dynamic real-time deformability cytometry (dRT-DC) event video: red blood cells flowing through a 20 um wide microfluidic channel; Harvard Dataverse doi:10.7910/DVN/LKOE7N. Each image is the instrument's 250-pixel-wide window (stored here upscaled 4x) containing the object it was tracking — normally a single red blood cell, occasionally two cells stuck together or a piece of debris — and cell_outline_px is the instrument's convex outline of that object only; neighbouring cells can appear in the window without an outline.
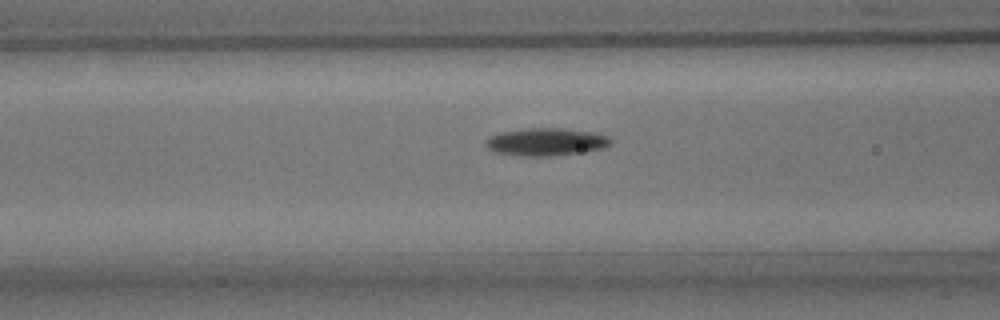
{"species": "common noctule bat (a hibernating species)", "species_latin": "Nyctalus noctula", "temperature_condition": "room temperature", "stored_images_in_passage": 30, "camera_frame_rate_fps": 3000, "um_per_image_px": 0.085, "animal": {"sex": "male", "body_mass_g": 15.6}, "frame": {"image": 1, "passage_image": 9, "time_ms": 2.667, "image_size_px": [1000, 320], "cell_outline_px": [[612, 144], [604, 148], [580, 152], [548, 156], [524, 156], [496, 152], [488, 148], [484, 144], [484, 140], [500, 132], [528, 128], [560, 128], [592, 132], [608, 136], [612, 140]], "centroid_in_image_um": [46.42, 12.05], "position_along_channel_um": 120.2, "area_um2": 20.0}}
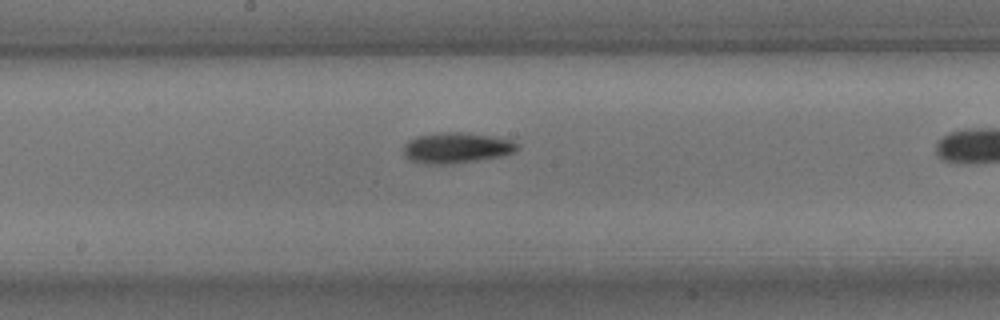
{"frame": {"image": 2, "passage_image": 16, "time_ms": 5.0, "image_size_px": [1000, 320], "cell_outline_px": [[520, 148], [512, 152], [500, 156], [452, 164], [424, 164], [408, 160], [404, 152], [404, 144], [408, 140], [416, 136], [440, 132], [468, 132], [492, 136], [512, 140], [520, 144]], "centroid_in_image_um": [38.79, 12.56], "position_along_channel_um": 209.4, "area_um2": 20.52}}
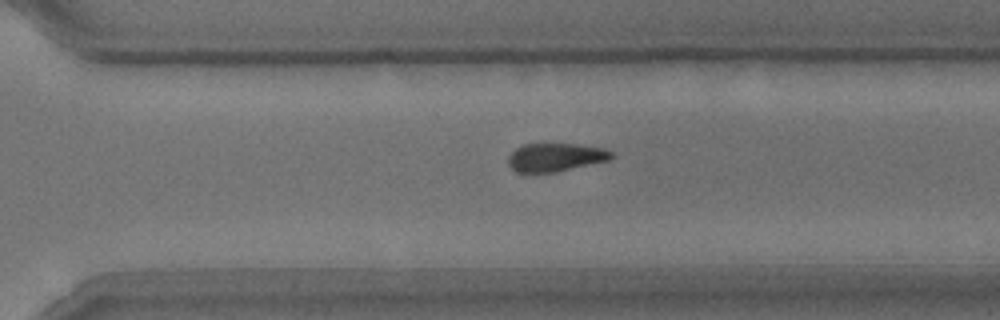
{"frame": {"image": 3, "passage_image": 25, "time_ms": 8.0, "image_size_px": [1000, 320], "cell_outline_px": [[616, 156], [612, 160], [556, 172], [516, 172], [508, 164], [508, 156], [516, 148], [524, 144], [576, 144], [604, 148], [612, 152]], "centroid_in_image_um": [47.27, 13.37], "position_along_channel_um": 323.3, "area_um2": 17.17}}